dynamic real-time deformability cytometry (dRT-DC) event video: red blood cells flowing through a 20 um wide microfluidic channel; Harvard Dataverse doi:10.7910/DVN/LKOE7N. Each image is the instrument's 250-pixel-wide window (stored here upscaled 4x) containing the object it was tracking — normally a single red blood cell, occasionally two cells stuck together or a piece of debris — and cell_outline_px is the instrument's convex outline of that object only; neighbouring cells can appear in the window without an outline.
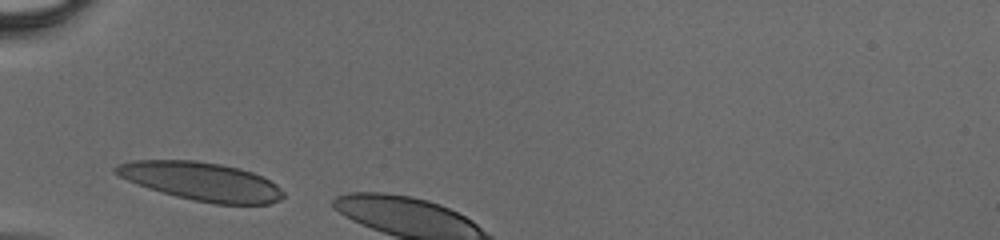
{"species": "human", "species_latin": "Homo sapiens", "temperature_condition": "cold", "stored_images_in_passage": 3, "camera_frame_rate_fps": 3000, "um_per_image_px": 0.085, "donor": {"sex": "male"}, "frame": {"image": 1, "passage_image": 1, "time_ms": 0.0, "image_size_px": [1000, 240], "cell_outline_px": [[284, 196], [280, 200], [268, 204], [216, 204], [192, 200], [176, 196], [148, 188], [128, 180], [112, 172], [112, 168], [116, 164], [132, 160], [196, 160], [220, 164], [240, 168], [252, 172], [276, 184], [284, 192]], "centroid_in_image_um": [17.09, 15.41], "position_along_channel_um": 67.9, "area_um2": 37.51}}